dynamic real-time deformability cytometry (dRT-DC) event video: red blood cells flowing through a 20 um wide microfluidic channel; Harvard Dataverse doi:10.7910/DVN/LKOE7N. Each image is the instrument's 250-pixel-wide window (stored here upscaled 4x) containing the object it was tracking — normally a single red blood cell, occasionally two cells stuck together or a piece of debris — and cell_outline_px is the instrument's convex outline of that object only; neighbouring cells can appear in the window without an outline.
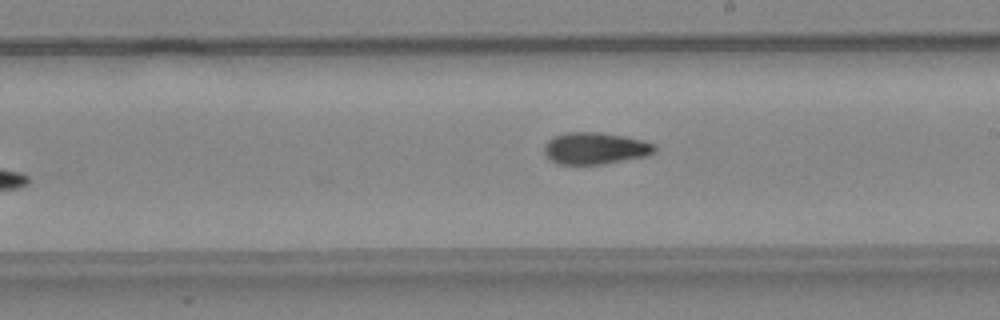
{"species": "common noctule bat (a hibernating species)", "species_latin": "Nyctalus noctula", "temperature_condition": "warm", "stored_images_in_passage": 29, "camera_frame_rate_fps": 3000, "um_per_image_px": 0.085, "animal": {"sex": "female", "body_mass_g": 24.6, "forearm_length_mm": 56.2}, "frame": {"image": 1, "passage_image": 13, "time_ms": 4.0, "image_size_px": [1000, 320], "cell_outline_px": [[656, 152], [648, 156], [600, 164], [556, 164], [544, 152], [544, 144], [552, 136], [568, 132], [600, 132], [624, 136], [656, 144]], "centroid_in_image_um": [50.59, 12.6], "position_along_channel_um": 238.4, "area_um2": 20.52}, "authors_computed_cell_mechanics": {"area_um2": 20.6924, "velocity_mm_per_s": 4.5316, "shape_relaxation_time_tau1_ms": 10.0612, "shape_relaxation_time_tau2_ms": 4.0645, "deformation_change_tau1": 0.2228, "deformation_change_tau2": 0.1005}}